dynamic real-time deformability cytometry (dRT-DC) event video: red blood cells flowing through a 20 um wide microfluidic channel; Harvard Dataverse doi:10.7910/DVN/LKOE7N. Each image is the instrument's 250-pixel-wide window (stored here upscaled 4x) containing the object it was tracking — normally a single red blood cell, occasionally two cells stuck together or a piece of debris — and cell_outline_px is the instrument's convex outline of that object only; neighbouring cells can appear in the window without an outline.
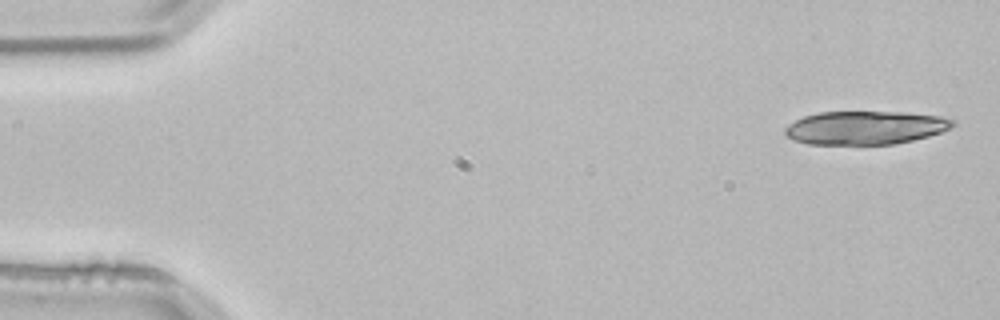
{"species": "common noctule bat (a hibernating species)", "species_latin": "Nyctalus noctula", "temperature_condition": "room temperature", "stored_images_in_passage": 4, "camera_frame_rate_fps": 3000, "um_per_image_px": 0.085, "animal": {"sex": "male", "body_mass_g": 21.5, "forearm_length_mm": 52.0}, "frame": {"image": 1, "passage_image": 1, "time_ms": 0.0, "image_size_px": [1000, 320], "cell_outline_px": [[956, 124], [952, 128], [928, 136], [896, 144], [808, 144], [796, 140], [788, 136], [784, 132], [784, 128], [788, 124], [804, 116], [820, 112], [908, 112], [940, 116], [956, 120]], "centroid_in_image_um": [73.59, 10.85], "position_along_channel_um": 11.4, "area_um2": 32.71}}